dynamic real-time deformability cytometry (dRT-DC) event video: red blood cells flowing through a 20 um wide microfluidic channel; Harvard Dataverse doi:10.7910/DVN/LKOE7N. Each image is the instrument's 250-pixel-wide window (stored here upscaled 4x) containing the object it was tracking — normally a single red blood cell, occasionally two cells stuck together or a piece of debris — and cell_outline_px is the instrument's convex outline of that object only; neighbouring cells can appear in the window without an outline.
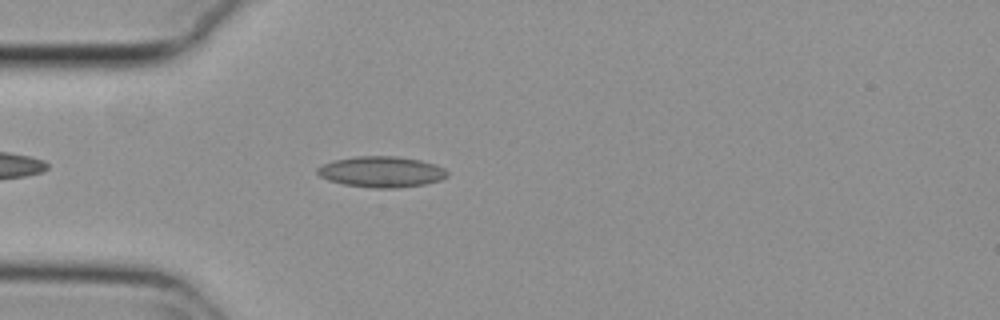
{"species": "common noctule bat (a hibernating species)", "species_latin": "Nyctalus noctula", "temperature_condition": "cold", "stored_images_in_passage": 44, "camera_frame_rate_fps": 3000, "um_per_image_px": 0.085, "animal": {"sex": "female", "body_mass_g": 29.2, "forearm_length_mm": 56.3}, "frame": {"image": 1, "passage_image": 5, "time_ms": 1.333, "image_size_px": [1000, 320], "cell_outline_px": [[448, 176], [440, 180], [424, 184], [400, 188], [372, 188], [344, 184], [328, 180], [320, 176], [316, 172], [316, 168], [320, 164], [332, 160], [356, 156], [396, 156], [420, 160], [436, 164], [444, 168], [448, 172]], "centroid_in_image_um": [32.4, 14.6], "position_along_channel_um": 52.6, "area_um2": 23.64}}
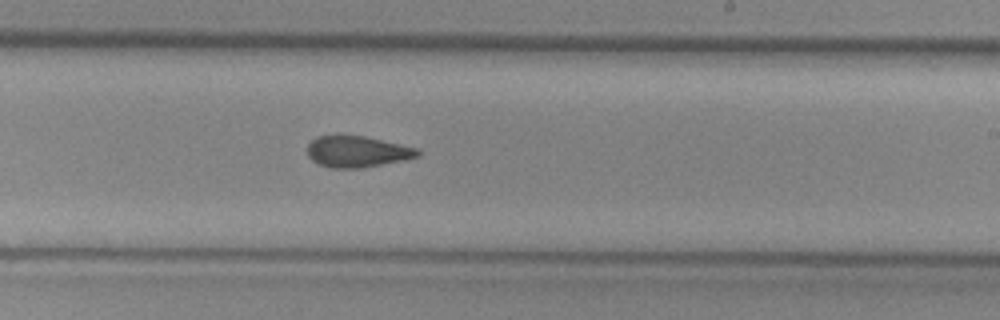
{"frame": {"image": 2, "passage_image": 22, "time_ms": 7.0, "image_size_px": [1000, 320], "cell_outline_px": [[420, 156], [404, 160], [364, 168], [332, 168], [316, 164], [308, 156], [308, 144], [316, 136], [340, 132], [364, 136], [400, 144], [416, 148], [420, 152]], "centroid_in_image_um": [30.3, 12.86], "position_along_channel_um": 258.7, "area_um2": 20.75}}
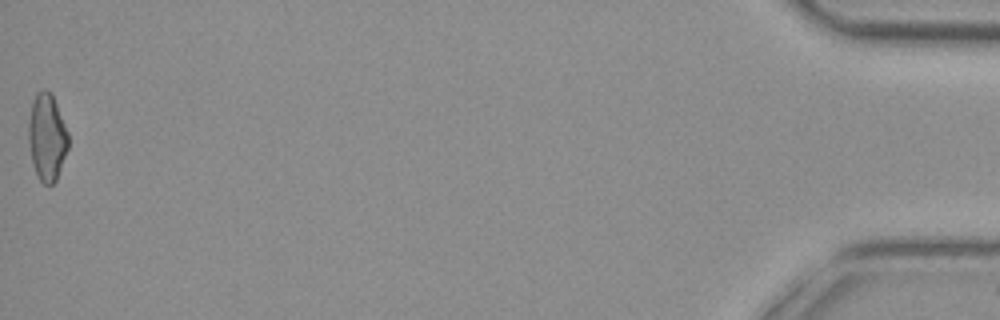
{"frame": {"image": 3, "passage_image": 44, "time_ms": 14.333, "image_size_px": [1000, 320], "cell_outline_px": [[68, 148], [56, 180], [52, 184], [44, 184], [36, 176], [32, 160], [28, 140], [28, 124], [32, 100], [36, 92], [44, 88], [48, 88], [52, 92], [68, 132]], "centroid_in_image_um": [3.98, 11.61], "position_along_channel_um": 431.2, "area_um2": 20.4}, "authors_computed_cell_mechanics": {"area_um2": 20.6057, "velocity_mm_per_s": 3.781, "shape_relaxation_time_tau1_ms": null, "shape_relaxation_time_tau2_ms": 4.0739, "deformation_change_tau1": null, "deformation_change_tau2": 0.1105}}